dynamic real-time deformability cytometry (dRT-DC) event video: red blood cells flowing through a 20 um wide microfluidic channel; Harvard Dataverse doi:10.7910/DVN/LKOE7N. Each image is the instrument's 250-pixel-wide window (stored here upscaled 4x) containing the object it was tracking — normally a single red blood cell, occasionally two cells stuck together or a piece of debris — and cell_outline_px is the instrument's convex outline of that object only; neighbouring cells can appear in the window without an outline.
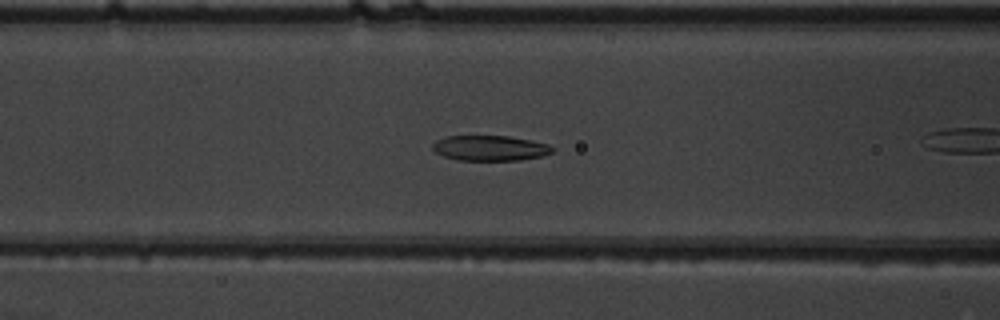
{"species": "common noctule bat (a hibernating species)", "species_latin": "Nyctalus noctula", "temperature_condition": "warm", "stored_images_in_passage": 24, "camera_frame_rate_fps": 3000, "um_per_image_px": 0.085, "animal": {"sex": "male", "body_mass_g": 19.5, "forearm_length_mm": 54.6}, "frame": {"image": 1, "passage_image": 4, "time_ms": 1.0, "image_size_px": [1000, 320], "cell_outline_px": [[556, 148], [552, 152], [540, 156], [520, 160], [460, 160], [444, 156], [436, 152], [432, 148], [432, 144], [436, 140], [444, 136], [508, 136], [548, 144]], "centroid_in_image_um": [41.63, 12.58], "position_along_channel_um": 125.0, "area_um2": 17.51}}
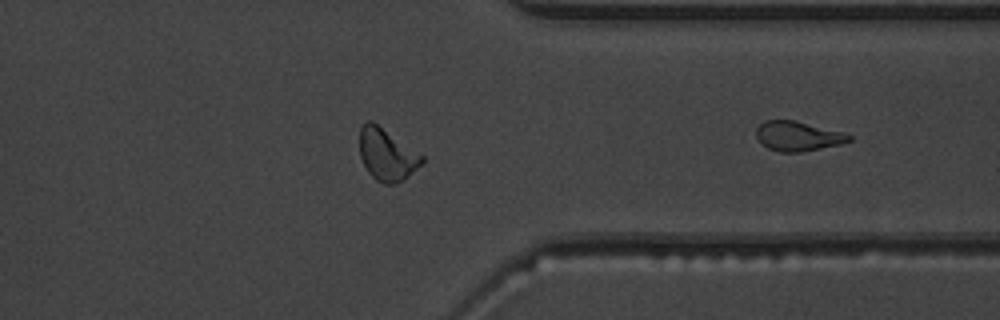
{"frame": {"image": 2, "passage_image": 24, "time_ms": 7.667, "image_size_px": [1000, 320], "cell_outline_px": [[852, 140], [840, 144], [800, 152], [780, 152], [768, 148], [760, 144], [756, 136], [756, 128], [764, 120], [796, 120], [844, 132], [852, 136]], "centroid_in_image_um": [67.8, 11.56], "position_along_channel_um": 343.6, "area_um2": 16.18}}